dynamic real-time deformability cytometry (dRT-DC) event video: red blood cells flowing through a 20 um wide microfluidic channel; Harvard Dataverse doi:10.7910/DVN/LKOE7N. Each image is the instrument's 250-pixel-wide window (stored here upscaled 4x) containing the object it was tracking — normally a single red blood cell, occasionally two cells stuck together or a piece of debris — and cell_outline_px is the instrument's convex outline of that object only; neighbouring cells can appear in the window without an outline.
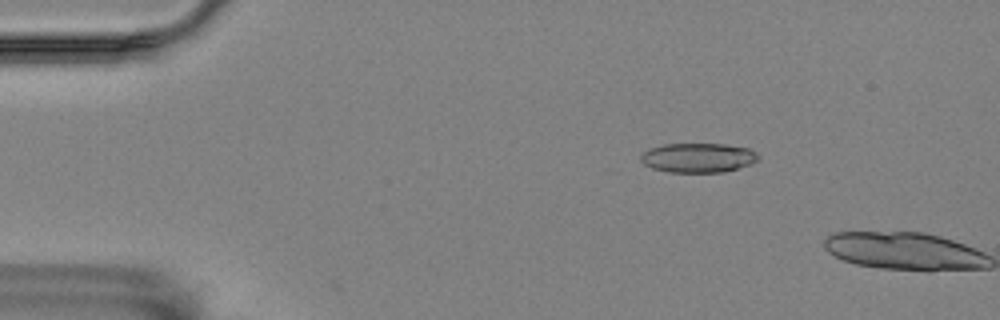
{"species": "Egyptian fruit bat (a non-hibernating species)", "species_latin": "Rousettus aegyptiacus", "temperature_condition": "room temperature", "stored_images_in_passage": 2, "camera_frame_rate_fps": 3000, "um_per_image_px": 0.085, "animal": {"sex": "female"}, "frame": {"image": 1, "passage_image": 1, "time_ms": 0.0, "image_size_px": [1000, 320], "cell_outline_px": [[760, 160], [752, 164], [724, 172], [668, 172], [652, 168], [644, 164], [640, 160], [640, 152], [648, 148], [664, 144], [724, 144], [748, 148], [756, 152], [760, 156]], "centroid_in_image_um": [59.33, 13.4], "position_along_channel_um": 25.7, "area_um2": 20.46}}